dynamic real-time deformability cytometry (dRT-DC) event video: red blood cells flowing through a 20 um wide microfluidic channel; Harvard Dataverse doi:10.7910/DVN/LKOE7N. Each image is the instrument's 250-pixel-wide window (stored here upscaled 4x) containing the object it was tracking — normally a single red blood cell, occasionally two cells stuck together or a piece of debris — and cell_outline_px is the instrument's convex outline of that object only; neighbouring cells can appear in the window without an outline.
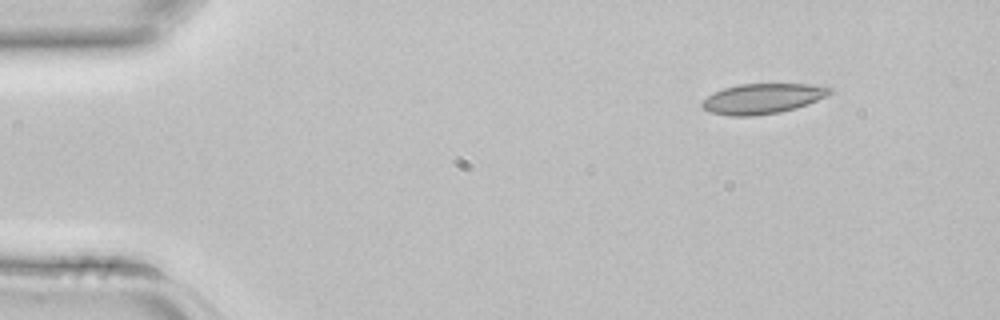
{"species": "common noctule bat (a hibernating species)", "species_latin": "Nyctalus noctula", "temperature_condition": "room temperature", "stored_images_in_passage": 3, "camera_frame_rate_fps": 3000, "um_per_image_px": 0.085, "animal": {"sex": "female", "body_mass_g": 22.7, "forearm_length_mm": 54.2}, "frame": {"image": 1, "passage_image": 1, "time_ms": 0.0, "image_size_px": [1000, 320], "cell_outline_px": [[832, 92], [816, 100], [796, 108], [780, 112], [752, 116], [728, 116], [708, 112], [700, 104], [708, 96], [724, 88], [740, 84], [812, 84], [832, 88]], "centroid_in_image_um": [64.79, 8.39], "position_along_channel_um": 20.2, "area_um2": 22.25}}
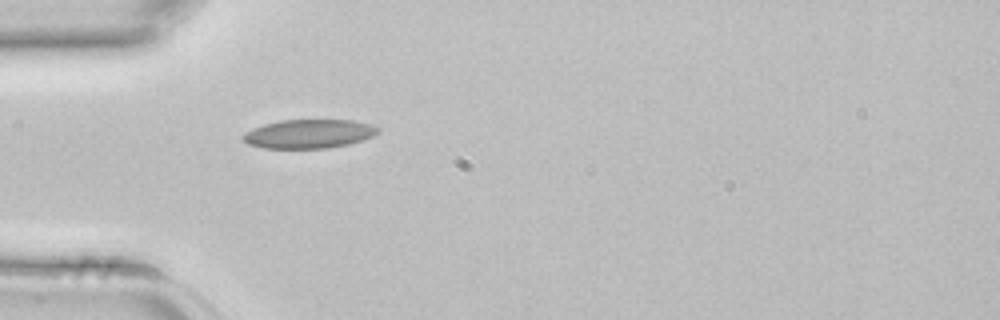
{"frame": {"image": 2, "passage_image": 3, "time_ms": 0.667, "image_size_px": [1000, 320], "cell_outline_px": [[380, 128], [372, 136], [348, 144], [328, 148], [264, 148], [248, 144], [240, 136], [244, 132], [252, 128], [264, 124], [280, 120], [352, 120], [372, 124]], "centroid_in_image_um": [26.21, 11.37], "position_along_channel_um": 58.8, "area_um2": 22.66}}